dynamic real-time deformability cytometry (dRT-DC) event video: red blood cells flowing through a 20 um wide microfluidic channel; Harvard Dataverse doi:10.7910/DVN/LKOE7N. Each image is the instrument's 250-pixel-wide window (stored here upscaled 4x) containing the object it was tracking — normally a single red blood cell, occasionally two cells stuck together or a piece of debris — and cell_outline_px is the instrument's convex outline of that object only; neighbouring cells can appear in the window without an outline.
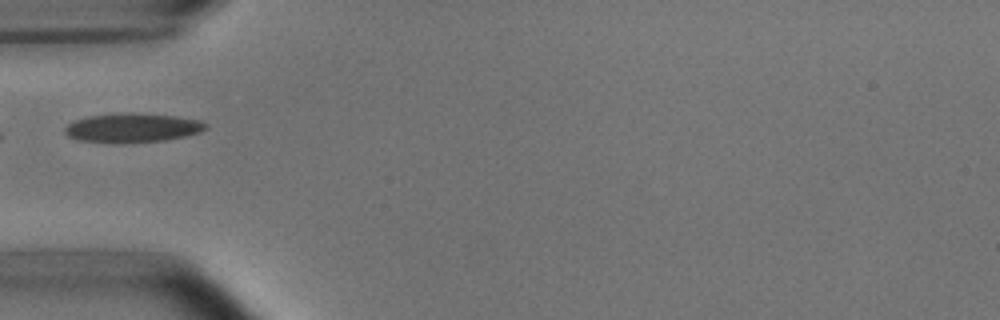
{"species": "common noctule bat (a hibernating species)", "species_latin": "Nyctalus noctula", "temperature_condition": "room temperature", "stored_images_in_passage": 2, "camera_frame_rate_fps": 3000, "um_per_image_px": 0.085, "animal": {"sex": "male", "body_mass_g": 15.6}, "frame": {"image": 1, "passage_image": 2, "time_ms": 1.0, "image_size_px": [1000, 320], "cell_outline_px": [[208, 128], [200, 132], [184, 136], [164, 140], [124, 144], [112, 144], [76, 140], [68, 136], [64, 132], [64, 128], [68, 124], [76, 120], [88, 116], [176, 116], [200, 120], [208, 124]], "centroid_in_image_um": [11.24, 10.94], "position_along_channel_um": 73.8, "area_um2": 23.06}}